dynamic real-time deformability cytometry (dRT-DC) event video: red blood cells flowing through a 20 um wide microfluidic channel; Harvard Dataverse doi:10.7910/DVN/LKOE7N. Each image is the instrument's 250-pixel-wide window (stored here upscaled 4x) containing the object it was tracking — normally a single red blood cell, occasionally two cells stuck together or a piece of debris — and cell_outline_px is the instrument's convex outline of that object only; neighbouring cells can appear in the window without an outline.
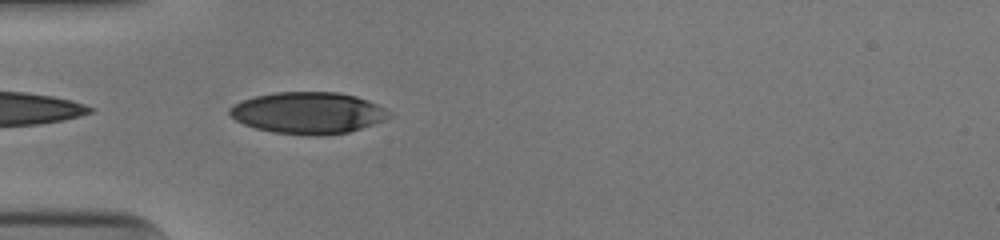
{"species": "human", "species_latin": "Homo sapiens", "temperature_condition": "cold", "stored_images_in_passage": 20, "camera_frame_rate_fps": 3000, "um_per_image_px": 0.085, "donor": {"sex": "male"}, "frame": {"image": 1, "passage_image": 2, "time_ms": 0.333, "image_size_px": [1000, 240], "cell_outline_px": [[392, 116], [384, 120], [348, 132], [324, 136], [308, 136], [272, 132], [256, 128], [244, 124], [236, 120], [228, 112], [228, 108], [232, 104], [256, 96], [276, 92], [340, 92], [356, 96], [368, 100], [384, 108]], "centroid_in_image_um": [26.17, 9.6], "position_along_channel_um": 58.8, "area_um2": 38.73}}
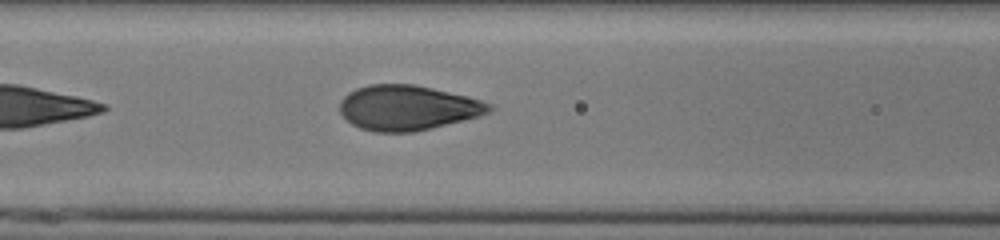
{"frame": {"image": 2, "passage_image": 8, "time_ms": 2.333, "image_size_px": [1000, 240], "cell_outline_px": [[492, 108], [488, 112], [476, 116], [412, 132], [372, 132], [360, 128], [352, 124], [340, 112], [340, 100], [348, 92], [356, 88], [368, 84], [412, 84], [432, 88], [468, 96], [492, 104]], "centroid_in_image_um": [34.58, 9.14], "position_along_channel_um": 132.0, "area_um2": 38.73}}
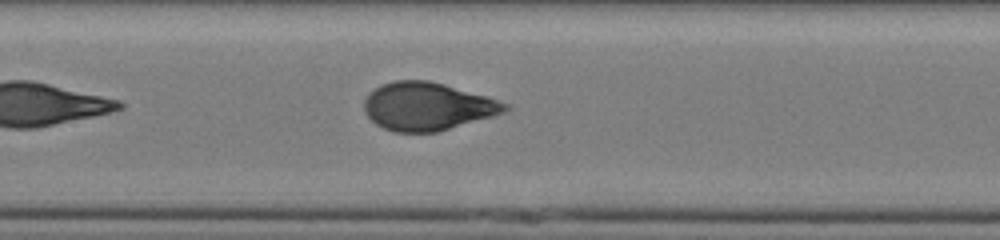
{"frame": {"image": 3, "passage_image": 11, "time_ms": 3.333, "image_size_px": [1000, 240], "cell_outline_px": [[508, 108], [504, 112], [492, 116], [436, 132], [392, 132], [376, 124], [364, 112], [364, 100], [368, 92], [380, 84], [392, 80], [428, 80], [444, 84], [488, 96], [508, 104]], "centroid_in_image_um": [36.28, 9.03], "position_along_channel_um": 171.1, "area_um2": 39.36}}